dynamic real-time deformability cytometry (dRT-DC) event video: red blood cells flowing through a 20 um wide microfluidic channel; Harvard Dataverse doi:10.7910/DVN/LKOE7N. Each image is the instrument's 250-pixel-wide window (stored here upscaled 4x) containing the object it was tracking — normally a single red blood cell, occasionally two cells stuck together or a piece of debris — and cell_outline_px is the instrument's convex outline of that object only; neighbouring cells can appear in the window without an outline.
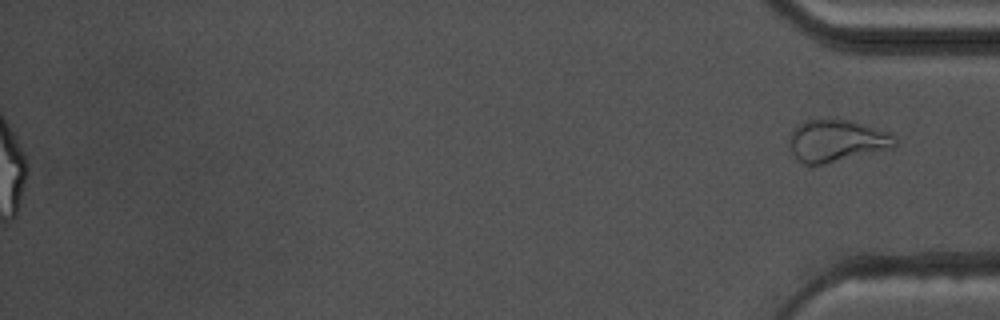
{"species": "common noctule bat (a hibernating species)", "species_latin": "Nyctalus noctula", "temperature_condition": "warm", "stored_images_in_passage": 55, "segment_of_instrument_passage": [2, 2], "camera_frame_rate_fps": 3000, "um_per_image_px": 0.085, "animal": {"sex": "male", "body_mass_g": 17.5, "forearm_length_mm": 52.3}, "frame": {"image": 1, "passage_image": 55, "time_ms": 18.0, "image_size_px": [1000, 320], "cell_outline_px": [[896, 144], [892, 148], [824, 164], [804, 164], [792, 152], [788, 136], [800, 124], [808, 120], [832, 116], [848, 120], [892, 132], [896, 140]], "centroid_in_image_um": [71.14, 11.92], "position_along_channel_um": 364.1, "area_um2": 26.01}}